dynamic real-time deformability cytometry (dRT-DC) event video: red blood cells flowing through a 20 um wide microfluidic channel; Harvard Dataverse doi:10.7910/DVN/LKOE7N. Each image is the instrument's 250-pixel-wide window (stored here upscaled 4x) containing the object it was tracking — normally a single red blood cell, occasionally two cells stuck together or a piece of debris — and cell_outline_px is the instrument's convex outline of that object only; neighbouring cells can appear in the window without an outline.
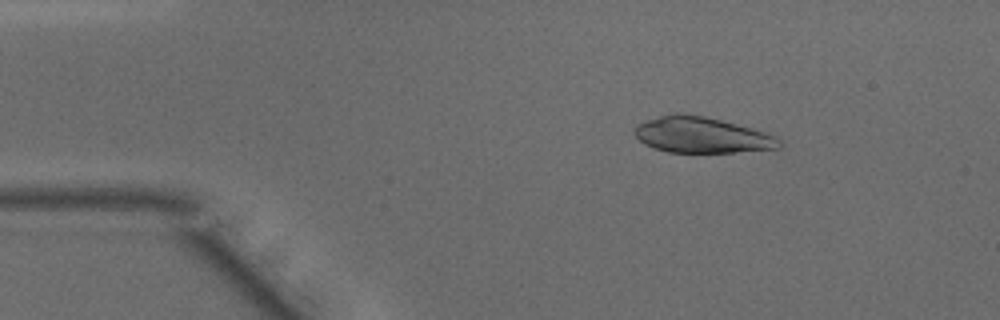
{"species": "common noctule bat (a hibernating species)", "species_latin": "Nyctalus noctula", "temperature_condition": "warm", "stored_images_in_passage": 47, "camera_frame_rate_fps": 3000, "um_per_image_px": 0.085, "animal": {"sex": "male", "body_mass_g": 15.6}, "frame": {"image": 1, "passage_image": 7, "time_ms": 2.0, "image_size_px": [1000, 320], "cell_outline_px": [[784, 144], [780, 148], [736, 152], [668, 152], [652, 148], [644, 144], [632, 132], [636, 124], [672, 112], [676, 112], [704, 116], [752, 128], [776, 136], [784, 140]], "centroid_in_image_um": [59.65, 11.48], "position_along_channel_um": 25.3, "area_um2": 30.46}}
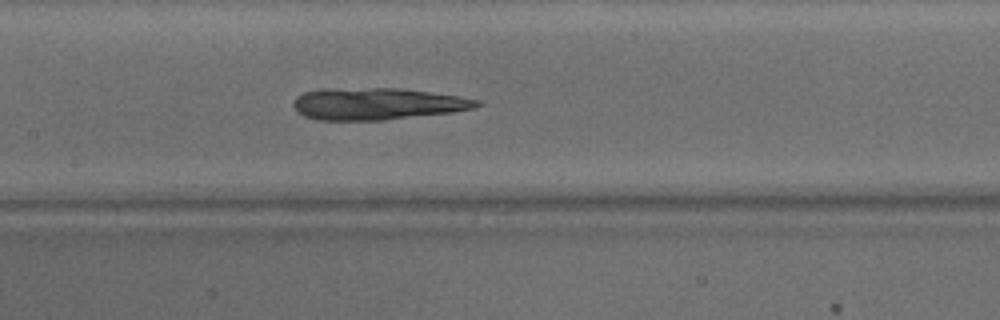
{"frame": {"image": 2, "passage_image": 22, "time_ms": 7.0, "image_size_px": [1000, 320], "cell_outline_px": [[480, 104], [472, 108], [452, 112], [384, 120], [316, 120], [304, 116], [296, 112], [292, 104], [292, 100], [296, 96], [304, 92], [320, 88], [400, 88], [456, 96], [480, 100]], "centroid_in_image_um": [31.95, 8.82], "position_along_channel_um": 175.5, "area_um2": 34.16}}
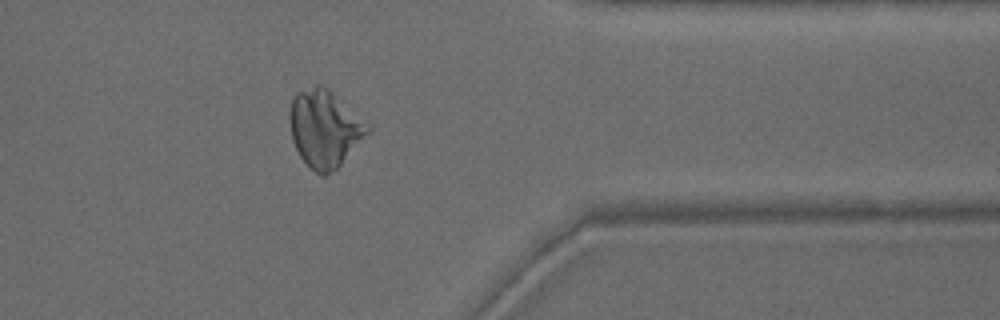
{"frame": {"image": 3, "passage_image": 38, "time_ms": 12.333, "image_size_px": [1000, 320], "cell_outline_px": [[372, 128], [340, 164], [336, 168], [324, 176], [320, 176], [300, 156], [292, 140], [288, 120], [288, 112], [292, 96], [296, 92], [316, 84], [324, 84]], "centroid_in_image_um": [27.53, 10.88], "position_along_channel_um": 383.9, "area_um2": 34.8}}